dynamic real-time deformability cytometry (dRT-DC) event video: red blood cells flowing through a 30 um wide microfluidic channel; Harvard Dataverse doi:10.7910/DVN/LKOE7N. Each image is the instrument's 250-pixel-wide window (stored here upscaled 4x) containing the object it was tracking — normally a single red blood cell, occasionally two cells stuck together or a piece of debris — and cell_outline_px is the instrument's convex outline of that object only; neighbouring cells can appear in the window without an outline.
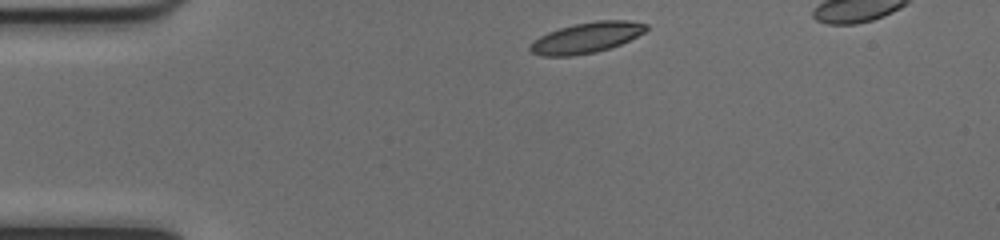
{"species": "common noctule bat (a hibernating species)", "species_latin": "Nyctalus noctula", "temperature_condition": "cold", "stored_images_in_passage": 38, "camera_frame_rate_fps": 3000, "um_per_image_px": 0.085, "animal": {"sex": "female", "body_mass_g": 17.0, "forearm_length_mm": 48.0}, "frame": {"image": 1, "passage_image": 1, "time_ms": 0.0, "image_size_px": [1000, 240], "cell_outline_px": [[648, 28], [644, 32], [620, 44], [596, 52], [572, 56], [540, 56], [532, 52], [528, 48], [540, 36], [548, 32], [560, 28], [576, 24], [596, 20], [628, 20], [648, 24]], "centroid_in_image_um": [49.86, 3.2], "position_along_channel_um": 35.1, "area_um2": 20.46}}
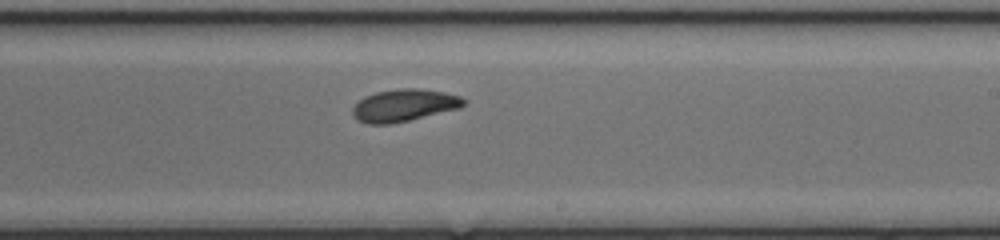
{"frame": {"image": 2, "passage_image": 21, "time_ms": 6.667, "image_size_px": [1000, 240], "cell_outline_px": [[468, 100], [460, 108], [408, 120], [388, 124], [368, 124], [356, 120], [352, 116], [352, 108], [364, 96], [376, 92], [400, 88], [416, 88], [444, 92], [460, 96]], "centroid_in_image_um": [34.33, 8.95], "position_along_channel_um": 254.7, "area_um2": 20.87}}
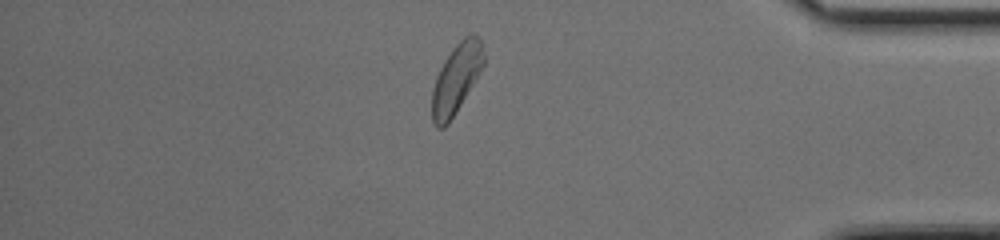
{"frame": {"image": 3, "passage_image": 34, "time_ms": 11.0, "image_size_px": [1000, 240], "cell_outline_px": [[484, 64], [480, 72], [456, 112], [448, 124], [444, 128], [436, 128], [432, 120], [432, 88], [436, 76], [444, 60], [452, 48], [464, 36], [472, 32], [480, 40], [484, 56]], "centroid_in_image_um": [38.76, 6.69], "position_along_channel_um": 396.4, "area_um2": 20.87}, "authors_computed_cell_mechanics": {"area_um2": 20.9525, "velocity_mm_per_s": 3.9886, "shape_relaxation_time_tau1_ms": 2.509, "shape_relaxation_time_tau2_ms": 2.2916, "deformation_change_tau1": 0.117, "deformation_change_tau2": 0.0796}}